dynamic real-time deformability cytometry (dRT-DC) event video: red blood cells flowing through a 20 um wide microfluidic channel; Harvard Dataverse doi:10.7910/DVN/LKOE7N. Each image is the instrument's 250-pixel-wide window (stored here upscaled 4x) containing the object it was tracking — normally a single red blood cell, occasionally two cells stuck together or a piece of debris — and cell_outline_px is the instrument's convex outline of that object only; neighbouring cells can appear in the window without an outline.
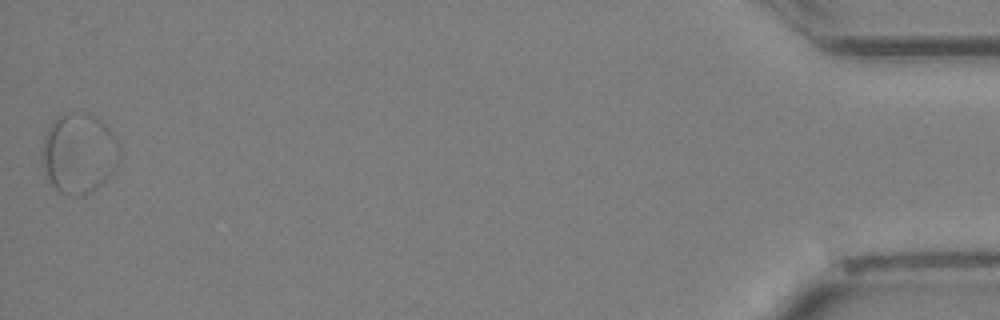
{"species": "Egyptian fruit bat (a non-hibernating species)", "species_latin": "Rousettus aegyptiacus", "temperature_condition": "cold", "stored_images_in_passage": 34, "segment_of_instrument_passage": [2, 2], "camera_frame_rate_fps": 3000, "um_per_image_px": 0.085, "animal": {"sex": "female"}, "frame": {"image": 1, "passage_image": 34, "time_ms": 11.0, "image_size_px": [1000, 320], "cell_outline_px": [[120, 156], [116, 172], [96, 188], [80, 196], [60, 192], [52, 184], [44, 168], [40, 152], [44, 136], [48, 128], [56, 116], [64, 112], [88, 112], [96, 116], [116, 136], [120, 148]], "centroid_in_image_um": [6.73, 12.99], "position_along_channel_um": 428.5, "area_um2": 36.7}}